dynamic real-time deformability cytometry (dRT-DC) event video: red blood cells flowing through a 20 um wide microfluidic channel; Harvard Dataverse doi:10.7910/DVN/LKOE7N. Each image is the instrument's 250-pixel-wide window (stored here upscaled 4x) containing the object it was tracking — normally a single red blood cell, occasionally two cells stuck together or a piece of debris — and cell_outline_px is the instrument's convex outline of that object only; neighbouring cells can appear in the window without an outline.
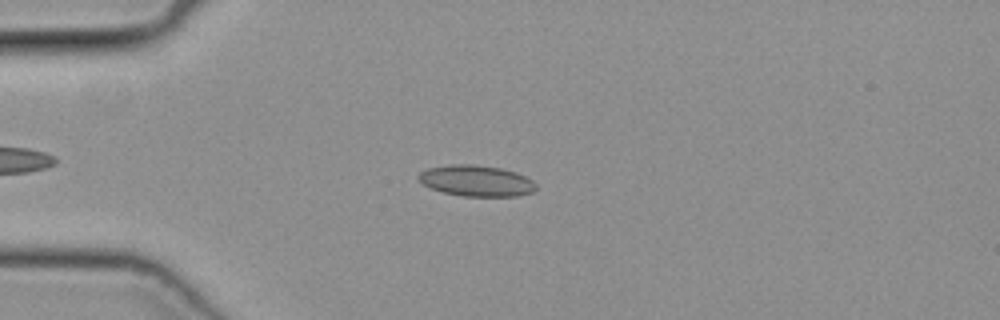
{"species": "common noctule bat (a hibernating species)", "species_latin": "Nyctalus noctula", "temperature_condition": "cold", "stored_images_in_passage": 46, "camera_frame_rate_fps": 3000, "um_per_image_px": 0.085, "animal": {"sex": "female", "body_mass_g": 19.3, "forearm_length_mm": 54.1}, "frame": {"image": 1, "passage_image": 10, "time_ms": 3.0, "image_size_px": [1000, 320], "cell_outline_px": [[536, 192], [516, 196], [464, 196], [444, 192], [432, 188], [424, 184], [416, 176], [420, 172], [428, 168], [452, 164], [472, 164], [500, 168], [516, 172], [532, 180], [536, 184]], "centroid_in_image_um": [40.52, 15.36], "position_along_channel_um": 44.5, "area_um2": 21.15}}
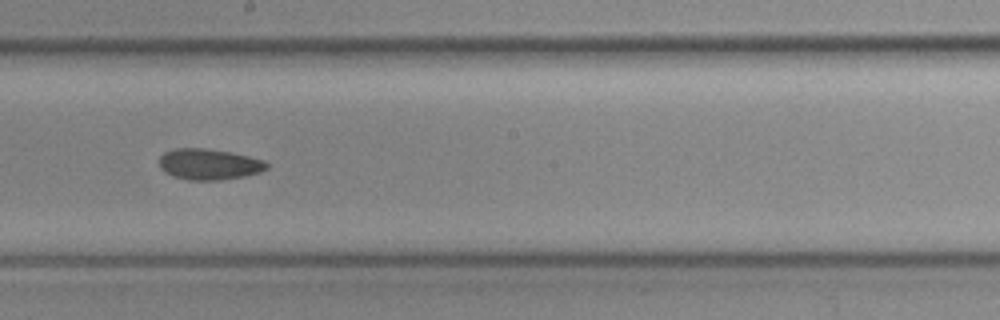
{"frame": {"image": 2, "passage_image": 25, "time_ms": 8.0, "image_size_px": [1000, 320], "cell_outline_px": [[268, 168], [260, 172], [244, 176], [220, 180], [188, 180], [172, 176], [164, 172], [160, 168], [160, 156], [164, 152], [176, 148], [204, 148], [228, 152], [248, 156], [264, 160], [268, 164]], "centroid_in_image_um": [17.75, 13.97], "position_along_channel_um": 230.5, "area_um2": 19.36}}
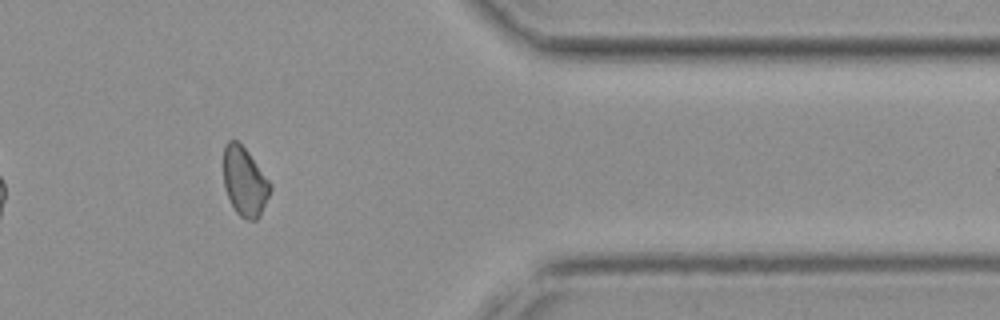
{"frame": {"image": 3, "passage_image": 38, "time_ms": 12.333, "image_size_px": [1000, 320], "cell_outline_px": [[272, 188], [260, 216], [256, 220], [248, 220], [240, 216], [236, 212], [228, 196], [224, 184], [224, 148], [228, 140], [236, 140], [248, 152], [272, 184]], "centroid_in_image_um": [20.81, 15.45], "position_along_channel_um": 390.6, "area_um2": 18.55}}